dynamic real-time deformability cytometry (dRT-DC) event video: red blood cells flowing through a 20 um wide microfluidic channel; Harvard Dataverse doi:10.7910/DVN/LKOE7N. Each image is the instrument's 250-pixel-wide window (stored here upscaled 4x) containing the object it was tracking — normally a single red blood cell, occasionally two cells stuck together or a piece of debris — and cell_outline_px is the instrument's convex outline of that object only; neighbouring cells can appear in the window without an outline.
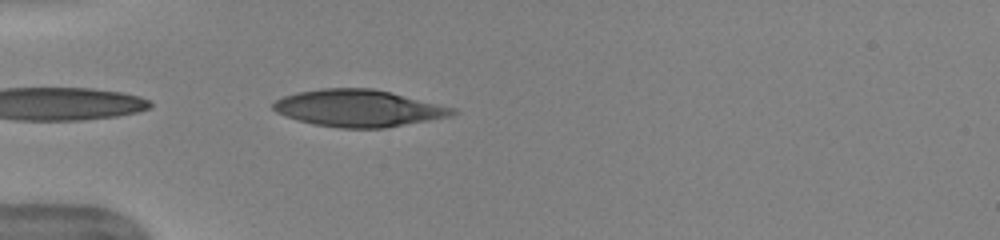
{"species": "human", "species_latin": "Homo sapiens", "temperature_condition": "warm", "stored_images_in_passage": 23, "camera_frame_rate_fps": 3000, "um_per_image_px": 0.085, "donor": {"sex": "female"}, "frame": {"image": 1, "passage_image": 1, "time_ms": 0.0, "image_size_px": [1000, 240], "cell_outline_px": [[460, 112], [452, 116], [384, 128], [340, 128], [312, 124], [284, 116], [276, 112], [272, 108], [272, 104], [276, 100], [284, 96], [296, 92], [324, 88], [372, 88], [456, 108]], "centroid_in_image_um": [30.46, 9.2], "position_along_channel_um": 54.5, "area_um2": 38.61}}